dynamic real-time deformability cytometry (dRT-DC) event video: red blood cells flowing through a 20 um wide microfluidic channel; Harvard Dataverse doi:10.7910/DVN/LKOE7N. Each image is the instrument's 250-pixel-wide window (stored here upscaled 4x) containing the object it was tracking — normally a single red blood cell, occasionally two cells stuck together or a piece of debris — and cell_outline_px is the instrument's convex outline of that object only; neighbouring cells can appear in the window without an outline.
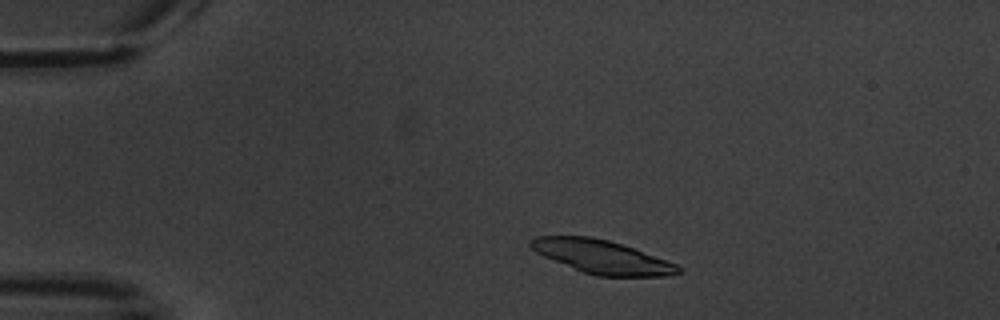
{"species": "common noctule bat (a hibernating species)", "species_latin": "Nyctalus noctula", "temperature_condition": "warm", "stored_images_in_passage": 5, "camera_frame_rate_fps": 3000, "um_per_image_px": 0.085, "animal": {"sex": "male", "body_mass_g": 20.1, "forearm_length_mm": 53.5}, "frame": {"image": 1, "passage_image": 2, "time_ms": 1.0, "image_size_px": [1000, 320], "cell_outline_px": [[684, 272], [664, 276], [596, 276], [580, 272], [544, 256], [536, 252], [528, 244], [528, 240], [536, 236], [592, 236], [608, 240], [632, 248], [676, 264]], "centroid_in_image_um": [51.11, 21.83], "position_along_channel_um": 33.9, "area_um2": 28.61}}